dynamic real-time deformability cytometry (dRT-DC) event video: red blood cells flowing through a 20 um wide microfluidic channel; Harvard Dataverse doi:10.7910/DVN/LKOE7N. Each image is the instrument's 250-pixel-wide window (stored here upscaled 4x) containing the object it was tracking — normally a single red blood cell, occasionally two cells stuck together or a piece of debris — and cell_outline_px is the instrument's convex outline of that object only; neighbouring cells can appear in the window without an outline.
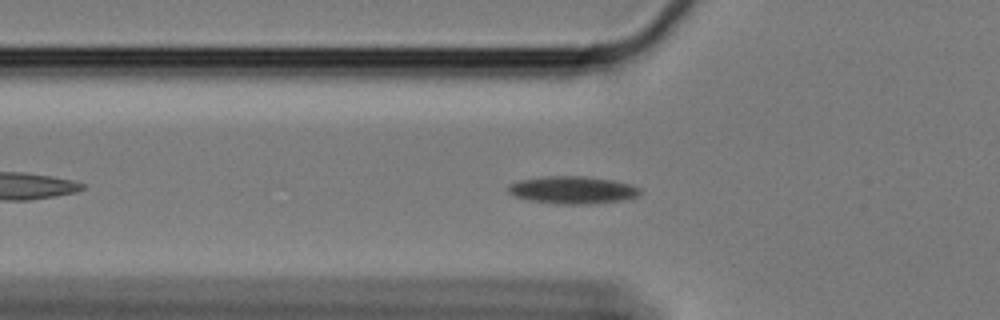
{"species": "Egyptian fruit bat (a non-hibernating species)", "species_latin": "Rousettus aegyptiacus", "temperature_condition": "cold", "stored_images_in_passage": 51, "segment_of_instrument_passage": [1, 2], "camera_frame_rate_fps": 3000, "um_per_image_px": 0.085, "animal": {"sex": "female"}, "frame": {"image": 1, "passage_image": 9, "time_ms": 2.667, "image_size_px": [1000, 320], "cell_outline_px": [[640, 196], [624, 200], [588, 204], [556, 204], [528, 200], [516, 196], [508, 192], [508, 184], [520, 180], [544, 176], [584, 176], [612, 180], [632, 184], [640, 188]], "centroid_in_image_um": [48.69, 16.15], "position_along_channel_um": 77.1, "area_um2": 21.27}}
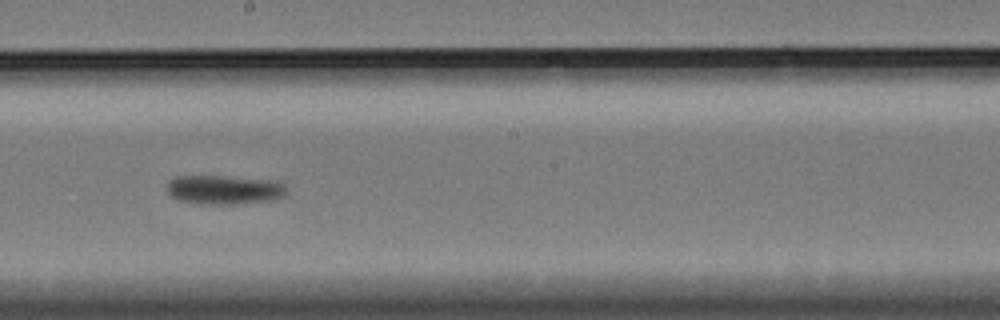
{"frame": {"image": 2, "passage_image": 23, "time_ms": 7.333, "image_size_px": [1000, 320], "cell_outline_px": [[288, 192], [284, 196], [276, 200], [232, 204], [192, 204], [176, 200], [168, 192], [168, 180], [176, 176], [224, 176], [280, 180], [288, 188]], "centroid_in_image_um": [19.11, 16.13], "position_along_channel_um": 229.1, "area_um2": 20.92}}
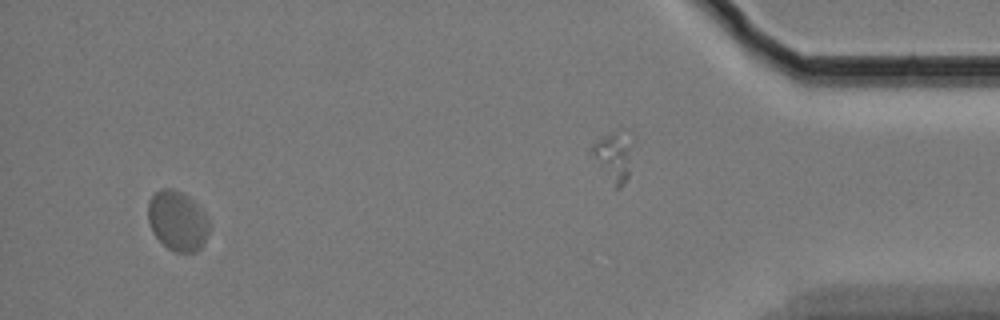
{"frame": {"image": 3, "passage_image": 47, "time_ms": 15.333, "image_size_px": [1000, 320], "cell_outline_px": [[208, 232], [200, 248], [196, 252], [176, 252], [168, 248], [152, 232], [148, 220], [148, 200], [160, 188], [172, 188], [188, 196], [208, 216]], "centroid_in_image_um": [15.07, 18.76], "position_along_channel_um": 420.1, "area_um2": 21.15}}